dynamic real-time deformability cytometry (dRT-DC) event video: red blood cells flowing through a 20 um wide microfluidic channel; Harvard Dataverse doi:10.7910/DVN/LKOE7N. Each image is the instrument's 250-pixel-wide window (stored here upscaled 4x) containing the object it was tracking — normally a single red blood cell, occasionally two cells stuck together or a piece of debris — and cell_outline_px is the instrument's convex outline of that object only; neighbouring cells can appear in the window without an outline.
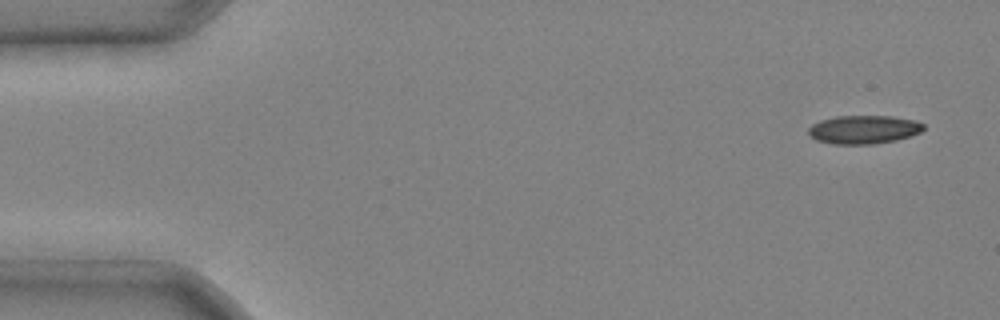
{"species": "common noctule bat (a hibernating species)", "species_latin": "Nyctalus noctula", "temperature_condition": "cold", "stored_images_in_passage": 4, "camera_frame_rate_fps": 3000, "um_per_image_px": 0.085, "animal": {"sex": "male", "body_mass_g": 20.4}, "frame": {"image": 1, "passage_image": 1, "time_ms": 0.0, "image_size_px": [1000, 320], "cell_outline_px": [[924, 128], [920, 132], [896, 140], [872, 144], [832, 144], [816, 140], [808, 136], [808, 128], [812, 124], [820, 120], [836, 116], [892, 116], [916, 120], [924, 124]], "centroid_in_image_um": [73.38, 11.01], "position_along_channel_um": 11.6, "area_um2": 19.19}}